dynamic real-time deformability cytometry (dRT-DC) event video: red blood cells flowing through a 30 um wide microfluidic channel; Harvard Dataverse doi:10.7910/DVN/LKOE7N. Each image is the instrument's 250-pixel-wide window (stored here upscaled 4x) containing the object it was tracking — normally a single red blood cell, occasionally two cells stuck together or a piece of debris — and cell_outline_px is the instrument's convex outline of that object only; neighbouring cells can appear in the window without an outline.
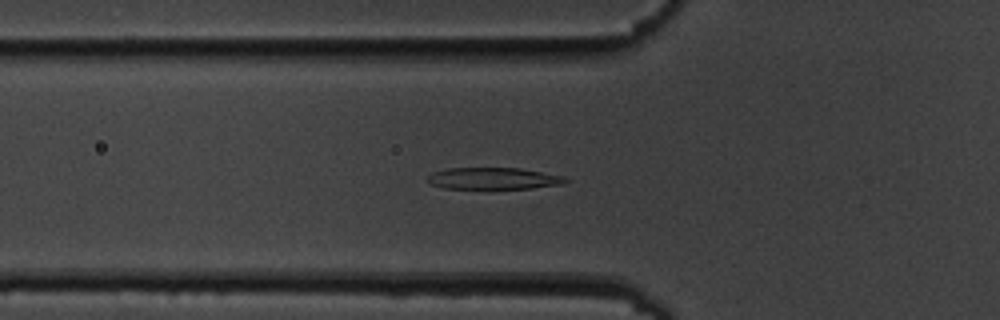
{"species": "common noctule bat (a hibernating species)", "species_latin": "Nyctalus noctula", "temperature_condition": "cold", "stored_images_in_passage": 55, "segment_of_instrument_passage": [1, 2], "camera_frame_rate_fps": 3000, "um_per_image_px": 0.085, "animal": {"sex": "male", "body_mass_g": 19.5, "forearm_length_mm": 54.6}, "frame": {"image": 1, "passage_image": 18, "time_ms": 5.667, "image_size_px": [1000, 320], "cell_outline_px": [[568, 180], [560, 184], [532, 188], [488, 192], [444, 188], [428, 184], [424, 180], [432, 172], [448, 168], [520, 168], [564, 176]], "centroid_in_image_um": [41.83, 15.22], "position_along_channel_um": 84.0, "area_um2": 18.67}}
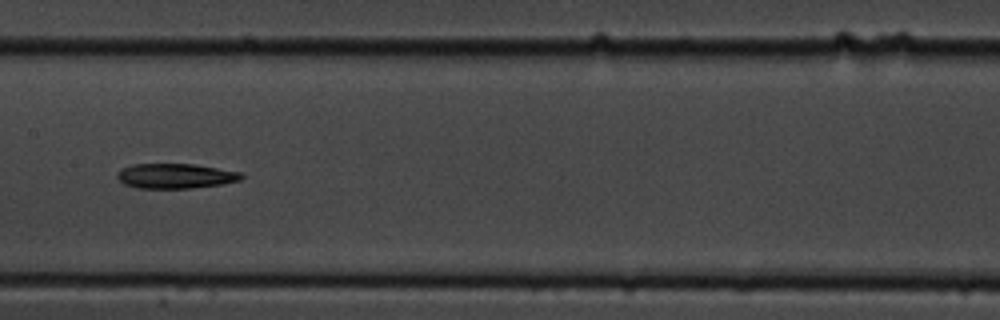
{"frame": {"image": 2, "passage_image": 27, "time_ms": 8.667, "image_size_px": [1000, 320], "cell_outline_px": [[244, 176], [240, 180], [220, 184], [192, 188], [136, 188], [124, 184], [116, 176], [116, 172], [120, 168], [132, 164], [192, 164], [240, 172]], "centroid_in_image_um": [14.85, 14.95], "position_along_channel_um": 192.6, "area_um2": 17.98}}
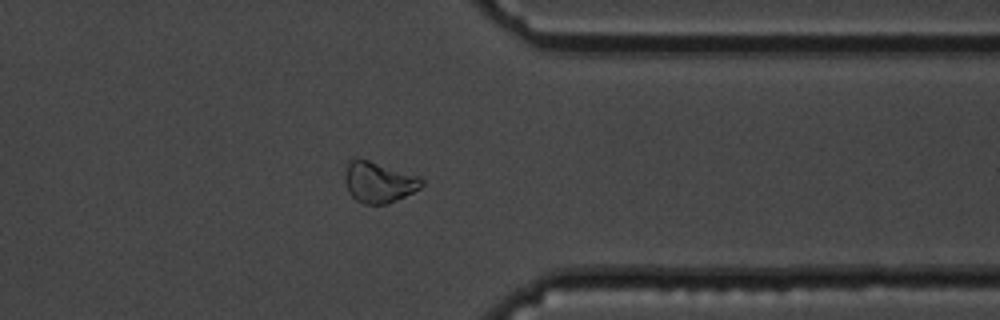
{"frame": {"image": 3, "passage_image": 43, "time_ms": 14.0, "image_size_px": [1000, 320], "cell_outline_px": [[424, 184], [420, 188], [388, 204], [360, 204], [348, 192], [344, 180], [344, 172], [352, 156], [356, 156], [420, 176], [424, 180]], "centroid_in_image_um": [32.16, 15.47], "position_along_channel_um": 379.2, "area_um2": 18.61}}